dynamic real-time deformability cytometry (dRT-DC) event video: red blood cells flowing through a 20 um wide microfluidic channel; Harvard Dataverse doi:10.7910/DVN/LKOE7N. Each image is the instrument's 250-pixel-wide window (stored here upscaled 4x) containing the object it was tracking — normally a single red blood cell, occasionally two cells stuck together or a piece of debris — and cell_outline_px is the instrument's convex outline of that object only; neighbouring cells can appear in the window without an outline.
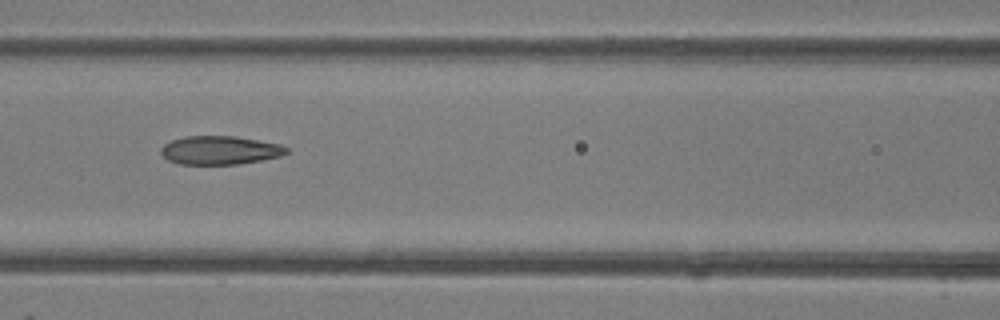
{"species": "common noctule bat (a hibernating species)", "species_latin": "Nyctalus noctula", "temperature_condition": "room temperature", "stored_images_in_passage": 7, "camera_frame_rate_fps": 3000, "um_per_image_px": 0.085, "animal": {"sex": "female"}, "frame": {"image": 1, "passage_image": 6, "time_ms": 6.667, "image_size_px": [1000, 320], "cell_outline_px": [[288, 152], [280, 156], [240, 164], [180, 164], [168, 160], [160, 152], [160, 148], [164, 144], [172, 140], [184, 136], [236, 136], [280, 144], [288, 148]], "centroid_in_image_um": [18.68, 12.76], "position_along_channel_um": 147.9, "area_um2": 20.87}}
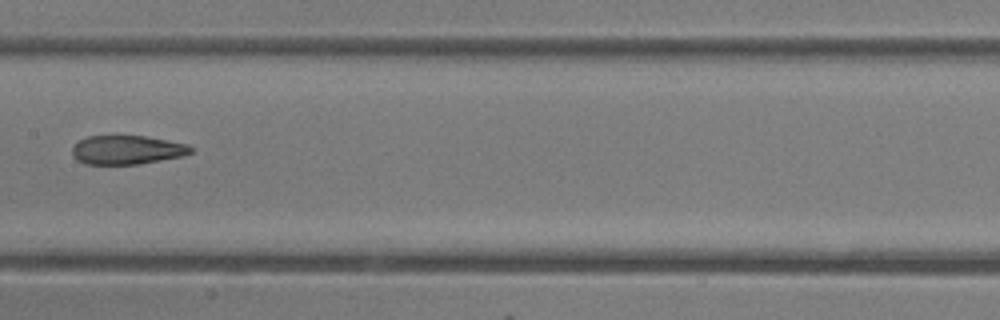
{"frame": {"image": 2, "passage_image": 7, "time_ms": 7.667, "image_size_px": [1000, 320], "cell_outline_px": [[192, 152], [184, 156], [136, 164], [84, 164], [76, 160], [72, 156], [72, 148], [80, 140], [88, 136], [144, 136], [168, 140], [188, 144], [192, 148]], "centroid_in_image_um": [10.79, 12.74], "position_along_channel_um": 196.6, "area_um2": 19.94}}